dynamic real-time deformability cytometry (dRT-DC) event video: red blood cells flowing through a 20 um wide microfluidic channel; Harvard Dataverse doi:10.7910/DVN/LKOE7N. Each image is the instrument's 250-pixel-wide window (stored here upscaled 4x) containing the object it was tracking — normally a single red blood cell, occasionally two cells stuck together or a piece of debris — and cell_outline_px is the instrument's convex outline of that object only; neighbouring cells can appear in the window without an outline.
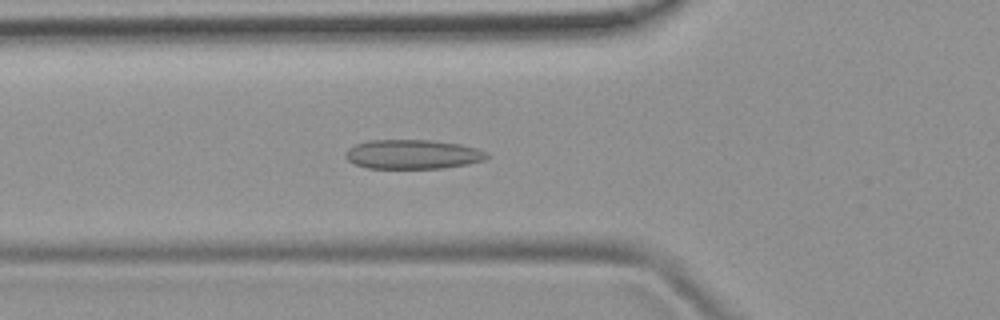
{"species": "common noctule bat (a hibernating species)", "species_latin": "Nyctalus noctula", "temperature_condition": "room temperature", "stored_images_in_passage": 39, "camera_frame_rate_fps": 3000, "um_per_image_px": 0.085, "animal": {"sex": "female", "body_mass_g": 19.9}, "frame": {"image": 1, "passage_image": 6, "time_ms": 1.667, "image_size_px": [1000, 320], "cell_outline_px": [[492, 156], [484, 160], [468, 164], [444, 168], [368, 168], [352, 164], [344, 156], [348, 148], [356, 144], [368, 140], [432, 140], [460, 144], [476, 148], [488, 152]], "centroid_in_image_um": [35.1, 13.12], "position_along_channel_um": 90.7, "area_um2": 24.39}}
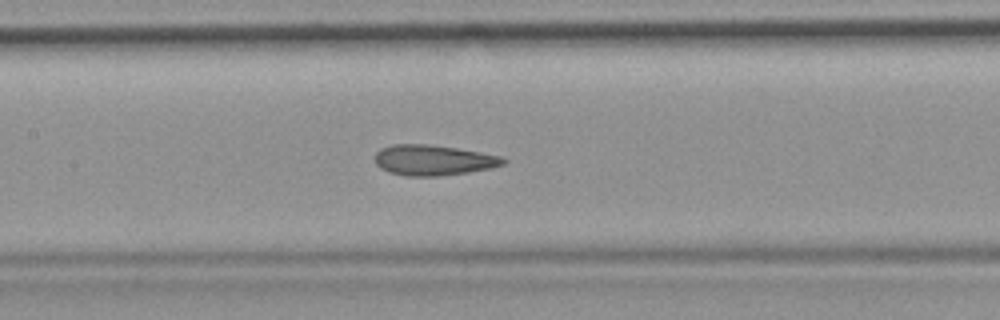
{"frame": {"image": 2, "passage_image": 12, "time_ms": 3.667, "image_size_px": [1000, 320], "cell_outline_px": [[508, 160], [504, 164], [492, 168], [468, 172], [436, 176], [408, 176], [388, 172], [380, 168], [376, 164], [376, 152], [380, 148], [392, 144], [428, 144], [456, 148], [504, 156]], "centroid_in_image_um": [36.85, 13.61], "position_along_channel_um": 170.5, "area_um2": 22.89}}
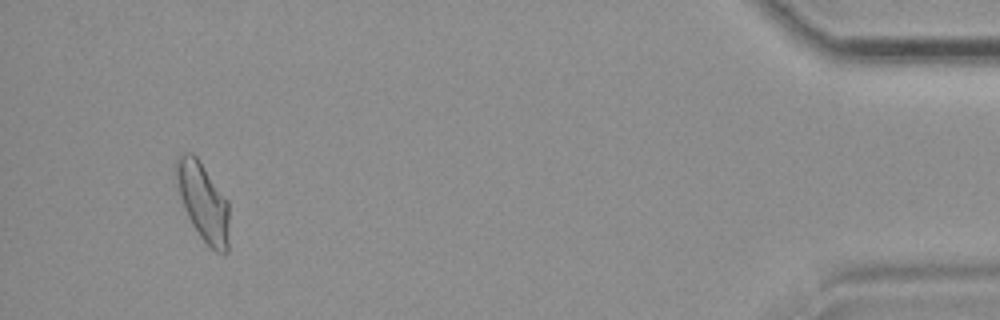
{"frame": {"image": 3, "passage_image": 36, "time_ms": 11.667, "image_size_px": [1000, 320], "cell_outline_px": [[228, 252], [216, 252], [200, 236], [192, 224], [184, 208], [172, 176], [176, 156], [184, 152], [192, 152], [200, 160], [228, 200]], "centroid_in_image_um": [17.2, 17.06], "position_along_channel_um": 418.0, "area_um2": 24.57}, "authors_computed_cell_mechanics": {"area_um2": 22.8888, "velocity_mm_per_s": 3.9771, "shape_relaxation_time_tau1_ms": null, "shape_relaxation_time_tau2_ms": 1.7434, "deformation_change_tau1": null, "deformation_change_tau2": 0.0987}}